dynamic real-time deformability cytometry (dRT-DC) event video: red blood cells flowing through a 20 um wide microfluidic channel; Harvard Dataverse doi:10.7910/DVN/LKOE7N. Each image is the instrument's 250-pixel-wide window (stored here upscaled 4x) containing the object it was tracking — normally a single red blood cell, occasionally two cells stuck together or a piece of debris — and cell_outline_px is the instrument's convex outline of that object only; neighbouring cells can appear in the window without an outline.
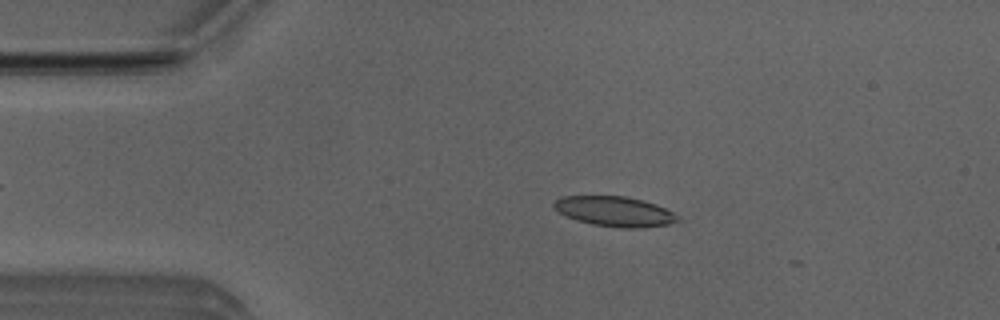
{"species": "Egyptian fruit bat (a non-hibernating species)", "species_latin": "Rousettus aegyptiacus", "temperature_condition": "room temperature", "stored_images_in_passage": 11, "camera_frame_rate_fps": 3000, "um_per_image_px": 0.085, "animal": {"sex": "male"}, "frame": {"image": 1, "passage_image": 9, "time_ms": 2.667, "image_size_px": [1000, 320], "cell_outline_px": [[680, 220], [668, 224], [644, 228], [620, 228], [592, 224], [576, 220], [564, 216], [552, 208], [552, 204], [556, 200], [564, 196], [624, 196], [656, 204], [680, 216]], "centroid_in_image_um": [52.22, 17.98], "position_along_channel_um": 32.8, "area_um2": 21.73}}